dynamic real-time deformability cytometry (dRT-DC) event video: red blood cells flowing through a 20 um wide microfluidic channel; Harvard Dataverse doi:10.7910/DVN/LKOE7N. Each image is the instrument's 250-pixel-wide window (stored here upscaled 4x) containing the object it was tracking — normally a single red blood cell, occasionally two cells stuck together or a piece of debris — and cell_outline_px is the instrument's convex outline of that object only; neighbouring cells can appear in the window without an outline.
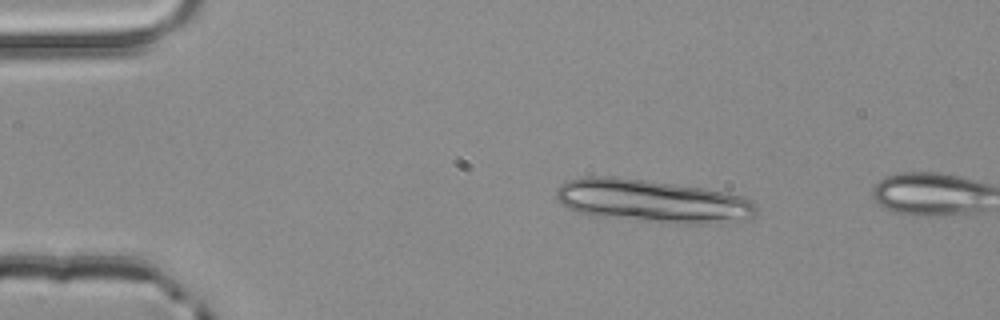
{"species": "common noctule bat (a hibernating species)", "species_latin": "Nyctalus noctula", "temperature_condition": "room temperature", "stored_images_in_passage": 2, "camera_frame_rate_fps": 3000, "um_per_image_px": 0.085, "animal": {"sex": "male", "body_mass_g": 20.4}, "frame": {"image": 1, "passage_image": 1, "time_ms": 0.0, "image_size_px": [1000, 320], "cell_outline_px": [[756, 216], [724, 224], [676, 224], [596, 216], [576, 212], [560, 204], [556, 200], [556, 188], [560, 184], [568, 180], [584, 176], [612, 176], [676, 184], [704, 188], [744, 196], [752, 200], [756, 204]], "centroid_in_image_um": [55.46, 17.1], "position_along_channel_um": 29.5, "area_um2": 50.81}}